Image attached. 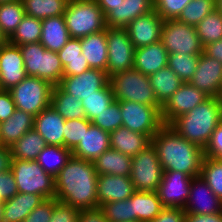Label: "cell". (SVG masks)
<instances>
[{"mask_svg": "<svg viewBox=\"0 0 222 222\" xmlns=\"http://www.w3.org/2000/svg\"><path fill=\"white\" fill-rule=\"evenodd\" d=\"M97 177L92 161L72 156L55 177V199L80 210L97 208Z\"/></svg>", "mask_w": 222, "mask_h": 222, "instance_id": "6da1fadb", "label": "cell"}, {"mask_svg": "<svg viewBox=\"0 0 222 222\" xmlns=\"http://www.w3.org/2000/svg\"><path fill=\"white\" fill-rule=\"evenodd\" d=\"M163 170L180 171L190 177L200 176L204 149L164 125L152 138Z\"/></svg>", "mask_w": 222, "mask_h": 222, "instance_id": "7a4b0ae2", "label": "cell"}, {"mask_svg": "<svg viewBox=\"0 0 222 222\" xmlns=\"http://www.w3.org/2000/svg\"><path fill=\"white\" fill-rule=\"evenodd\" d=\"M221 122L222 103L218 97H209L188 113L175 118L168 126L189 142L205 149Z\"/></svg>", "mask_w": 222, "mask_h": 222, "instance_id": "3957f363", "label": "cell"}, {"mask_svg": "<svg viewBox=\"0 0 222 222\" xmlns=\"http://www.w3.org/2000/svg\"><path fill=\"white\" fill-rule=\"evenodd\" d=\"M63 16L70 38L81 39L106 29L105 16L95 0H69Z\"/></svg>", "mask_w": 222, "mask_h": 222, "instance_id": "277c9868", "label": "cell"}, {"mask_svg": "<svg viewBox=\"0 0 222 222\" xmlns=\"http://www.w3.org/2000/svg\"><path fill=\"white\" fill-rule=\"evenodd\" d=\"M115 101H133L135 103L162 107L157 101L150 84L149 76L131 69L118 72L109 77Z\"/></svg>", "mask_w": 222, "mask_h": 222, "instance_id": "5b68a950", "label": "cell"}, {"mask_svg": "<svg viewBox=\"0 0 222 222\" xmlns=\"http://www.w3.org/2000/svg\"><path fill=\"white\" fill-rule=\"evenodd\" d=\"M10 169L18 193L41 195L44 199L55 198V178L46 173L36 160L12 159Z\"/></svg>", "mask_w": 222, "mask_h": 222, "instance_id": "8992f818", "label": "cell"}, {"mask_svg": "<svg viewBox=\"0 0 222 222\" xmlns=\"http://www.w3.org/2000/svg\"><path fill=\"white\" fill-rule=\"evenodd\" d=\"M53 85L47 80L26 76L19 84L9 90L18 110L38 115L50 106Z\"/></svg>", "mask_w": 222, "mask_h": 222, "instance_id": "52a82bcc", "label": "cell"}, {"mask_svg": "<svg viewBox=\"0 0 222 222\" xmlns=\"http://www.w3.org/2000/svg\"><path fill=\"white\" fill-rule=\"evenodd\" d=\"M160 41L168 54L201 55L203 53V45L195 26L187 25L178 19L164 20Z\"/></svg>", "mask_w": 222, "mask_h": 222, "instance_id": "ba28073f", "label": "cell"}, {"mask_svg": "<svg viewBox=\"0 0 222 222\" xmlns=\"http://www.w3.org/2000/svg\"><path fill=\"white\" fill-rule=\"evenodd\" d=\"M162 175L163 168L152 143L132 157L130 179L135 191L157 192Z\"/></svg>", "mask_w": 222, "mask_h": 222, "instance_id": "9c48e42d", "label": "cell"}, {"mask_svg": "<svg viewBox=\"0 0 222 222\" xmlns=\"http://www.w3.org/2000/svg\"><path fill=\"white\" fill-rule=\"evenodd\" d=\"M161 109L162 107L133 101H120L122 126L147 135L151 139L164 126Z\"/></svg>", "mask_w": 222, "mask_h": 222, "instance_id": "30bf717a", "label": "cell"}, {"mask_svg": "<svg viewBox=\"0 0 222 222\" xmlns=\"http://www.w3.org/2000/svg\"><path fill=\"white\" fill-rule=\"evenodd\" d=\"M108 62L107 76L131 70L134 66L135 47L126 28L106 27Z\"/></svg>", "mask_w": 222, "mask_h": 222, "instance_id": "8fae6325", "label": "cell"}, {"mask_svg": "<svg viewBox=\"0 0 222 222\" xmlns=\"http://www.w3.org/2000/svg\"><path fill=\"white\" fill-rule=\"evenodd\" d=\"M193 177L180 171L163 170L157 194L163 207L185 208Z\"/></svg>", "mask_w": 222, "mask_h": 222, "instance_id": "7c38bea8", "label": "cell"}, {"mask_svg": "<svg viewBox=\"0 0 222 222\" xmlns=\"http://www.w3.org/2000/svg\"><path fill=\"white\" fill-rule=\"evenodd\" d=\"M208 98L209 96L190 83H183L162 106L161 116L164 125H169L175 118L188 113Z\"/></svg>", "mask_w": 222, "mask_h": 222, "instance_id": "4fadbf2b", "label": "cell"}, {"mask_svg": "<svg viewBox=\"0 0 222 222\" xmlns=\"http://www.w3.org/2000/svg\"><path fill=\"white\" fill-rule=\"evenodd\" d=\"M27 76L22 52L8 40L0 45V89L10 90Z\"/></svg>", "mask_w": 222, "mask_h": 222, "instance_id": "5bb4252c", "label": "cell"}, {"mask_svg": "<svg viewBox=\"0 0 222 222\" xmlns=\"http://www.w3.org/2000/svg\"><path fill=\"white\" fill-rule=\"evenodd\" d=\"M108 82L109 77L105 71L91 68L80 75L63 76L58 86L82 101L85 97L97 94Z\"/></svg>", "mask_w": 222, "mask_h": 222, "instance_id": "9a60e30c", "label": "cell"}, {"mask_svg": "<svg viewBox=\"0 0 222 222\" xmlns=\"http://www.w3.org/2000/svg\"><path fill=\"white\" fill-rule=\"evenodd\" d=\"M185 213L211 215L222 213V201L214 194L201 176L193 177Z\"/></svg>", "mask_w": 222, "mask_h": 222, "instance_id": "2e32d148", "label": "cell"}, {"mask_svg": "<svg viewBox=\"0 0 222 222\" xmlns=\"http://www.w3.org/2000/svg\"><path fill=\"white\" fill-rule=\"evenodd\" d=\"M189 83L209 97H218L222 89V63L202 53Z\"/></svg>", "mask_w": 222, "mask_h": 222, "instance_id": "e0dca14e", "label": "cell"}, {"mask_svg": "<svg viewBox=\"0 0 222 222\" xmlns=\"http://www.w3.org/2000/svg\"><path fill=\"white\" fill-rule=\"evenodd\" d=\"M163 22L155 9L131 21L126 30L134 47L139 48L160 41Z\"/></svg>", "mask_w": 222, "mask_h": 222, "instance_id": "ac0fdd59", "label": "cell"}, {"mask_svg": "<svg viewBox=\"0 0 222 222\" xmlns=\"http://www.w3.org/2000/svg\"><path fill=\"white\" fill-rule=\"evenodd\" d=\"M135 192L130 177L103 174L97 177L98 207L107 202L127 200Z\"/></svg>", "mask_w": 222, "mask_h": 222, "instance_id": "d6986e66", "label": "cell"}, {"mask_svg": "<svg viewBox=\"0 0 222 222\" xmlns=\"http://www.w3.org/2000/svg\"><path fill=\"white\" fill-rule=\"evenodd\" d=\"M153 10L150 0H120L115 8L105 16L106 27L126 28L138 16Z\"/></svg>", "mask_w": 222, "mask_h": 222, "instance_id": "ffe728a7", "label": "cell"}, {"mask_svg": "<svg viewBox=\"0 0 222 222\" xmlns=\"http://www.w3.org/2000/svg\"><path fill=\"white\" fill-rule=\"evenodd\" d=\"M109 138V132L91 124L78 145L72 150V156L88 161H94L110 148Z\"/></svg>", "mask_w": 222, "mask_h": 222, "instance_id": "44dd1931", "label": "cell"}, {"mask_svg": "<svg viewBox=\"0 0 222 222\" xmlns=\"http://www.w3.org/2000/svg\"><path fill=\"white\" fill-rule=\"evenodd\" d=\"M65 119L51 106L34 117L33 128L44 138L47 145L64 146Z\"/></svg>", "mask_w": 222, "mask_h": 222, "instance_id": "7402d4cb", "label": "cell"}, {"mask_svg": "<svg viewBox=\"0 0 222 222\" xmlns=\"http://www.w3.org/2000/svg\"><path fill=\"white\" fill-rule=\"evenodd\" d=\"M168 55L161 41L135 48L133 69L149 76L168 66Z\"/></svg>", "mask_w": 222, "mask_h": 222, "instance_id": "603a6c76", "label": "cell"}, {"mask_svg": "<svg viewBox=\"0 0 222 222\" xmlns=\"http://www.w3.org/2000/svg\"><path fill=\"white\" fill-rule=\"evenodd\" d=\"M82 54L92 69L107 73L108 47L106 29L80 39Z\"/></svg>", "mask_w": 222, "mask_h": 222, "instance_id": "cb8c5ba5", "label": "cell"}, {"mask_svg": "<svg viewBox=\"0 0 222 222\" xmlns=\"http://www.w3.org/2000/svg\"><path fill=\"white\" fill-rule=\"evenodd\" d=\"M109 140L110 148L131 157L151 144V139L147 135L131 131L123 126L112 131Z\"/></svg>", "mask_w": 222, "mask_h": 222, "instance_id": "d4e9b609", "label": "cell"}, {"mask_svg": "<svg viewBox=\"0 0 222 222\" xmlns=\"http://www.w3.org/2000/svg\"><path fill=\"white\" fill-rule=\"evenodd\" d=\"M34 116L16 109L13 115L0 123L1 145L10 148L26 132L33 129Z\"/></svg>", "mask_w": 222, "mask_h": 222, "instance_id": "484cf974", "label": "cell"}, {"mask_svg": "<svg viewBox=\"0 0 222 222\" xmlns=\"http://www.w3.org/2000/svg\"><path fill=\"white\" fill-rule=\"evenodd\" d=\"M92 162L98 175H131L132 157L115 149L109 148Z\"/></svg>", "mask_w": 222, "mask_h": 222, "instance_id": "4316f807", "label": "cell"}, {"mask_svg": "<svg viewBox=\"0 0 222 222\" xmlns=\"http://www.w3.org/2000/svg\"><path fill=\"white\" fill-rule=\"evenodd\" d=\"M70 39L64 16L42 19L40 43L46 50L59 52Z\"/></svg>", "mask_w": 222, "mask_h": 222, "instance_id": "83f0119b", "label": "cell"}, {"mask_svg": "<svg viewBox=\"0 0 222 222\" xmlns=\"http://www.w3.org/2000/svg\"><path fill=\"white\" fill-rule=\"evenodd\" d=\"M44 200L41 195L17 193L3 202V222H23L28 214Z\"/></svg>", "mask_w": 222, "mask_h": 222, "instance_id": "f1b7e54d", "label": "cell"}, {"mask_svg": "<svg viewBox=\"0 0 222 222\" xmlns=\"http://www.w3.org/2000/svg\"><path fill=\"white\" fill-rule=\"evenodd\" d=\"M57 54L63 66V76L80 75L91 69L82 54L80 39L70 38Z\"/></svg>", "mask_w": 222, "mask_h": 222, "instance_id": "f546056e", "label": "cell"}, {"mask_svg": "<svg viewBox=\"0 0 222 222\" xmlns=\"http://www.w3.org/2000/svg\"><path fill=\"white\" fill-rule=\"evenodd\" d=\"M157 101L163 106L184 83L168 66L149 75Z\"/></svg>", "mask_w": 222, "mask_h": 222, "instance_id": "4dcf8cb0", "label": "cell"}, {"mask_svg": "<svg viewBox=\"0 0 222 222\" xmlns=\"http://www.w3.org/2000/svg\"><path fill=\"white\" fill-rule=\"evenodd\" d=\"M50 106L65 120L86 118L82 101L64 92L58 85L52 89Z\"/></svg>", "mask_w": 222, "mask_h": 222, "instance_id": "1f68e13d", "label": "cell"}, {"mask_svg": "<svg viewBox=\"0 0 222 222\" xmlns=\"http://www.w3.org/2000/svg\"><path fill=\"white\" fill-rule=\"evenodd\" d=\"M163 208L157 192L135 191L133 193L134 222L152 221Z\"/></svg>", "mask_w": 222, "mask_h": 222, "instance_id": "d6a6232c", "label": "cell"}, {"mask_svg": "<svg viewBox=\"0 0 222 222\" xmlns=\"http://www.w3.org/2000/svg\"><path fill=\"white\" fill-rule=\"evenodd\" d=\"M46 145L44 138L33 128L10 147L12 159L36 160Z\"/></svg>", "mask_w": 222, "mask_h": 222, "instance_id": "836d02e7", "label": "cell"}, {"mask_svg": "<svg viewBox=\"0 0 222 222\" xmlns=\"http://www.w3.org/2000/svg\"><path fill=\"white\" fill-rule=\"evenodd\" d=\"M71 157L72 151L64 146L46 145L36 161L46 173L55 178Z\"/></svg>", "mask_w": 222, "mask_h": 222, "instance_id": "e575fe53", "label": "cell"}, {"mask_svg": "<svg viewBox=\"0 0 222 222\" xmlns=\"http://www.w3.org/2000/svg\"><path fill=\"white\" fill-rule=\"evenodd\" d=\"M25 14L38 19L64 15L69 0H21Z\"/></svg>", "mask_w": 222, "mask_h": 222, "instance_id": "d590c367", "label": "cell"}, {"mask_svg": "<svg viewBox=\"0 0 222 222\" xmlns=\"http://www.w3.org/2000/svg\"><path fill=\"white\" fill-rule=\"evenodd\" d=\"M25 16L21 0L0 3V30L8 40Z\"/></svg>", "mask_w": 222, "mask_h": 222, "instance_id": "8d00e7d4", "label": "cell"}, {"mask_svg": "<svg viewBox=\"0 0 222 222\" xmlns=\"http://www.w3.org/2000/svg\"><path fill=\"white\" fill-rule=\"evenodd\" d=\"M42 35V19L25 14L16 31L8 39L12 44L21 46L27 43L40 42Z\"/></svg>", "mask_w": 222, "mask_h": 222, "instance_id": "74e56055", "label": "cell"}, {"mask_svg": "<svg viewBox=\"0 0 222 222\" xmlns=\"http://www.w3.org/2000/svg\"><path fill=\"white\" fill-rule=\"evenodd\" d=\"M195 29L203 47L222 39V14L215 9L207 14Z\"/></svg>", "mask_w": 222, "mask_h": 222, "instance_id": "f35d334b", "label": "cell"}, {"mask_svg": "<svg viewBox=\"0 0 222 222\" xmlns=\"http://www.w3.org/2000/svg\"><path fill=\"white\" fill-rule=\"evenodd\" d=\"M114 101L113 90L108 82L102 89L97 91V94L90 95L82 100L86 118L92 122Z\"/></svg>", "mask_w": 222, "mask_h": 222, "instance_id": "ab89813d", "label": "cell"}, {"mask_svg": "<svg viewBox=\"0 0 222 222\" xmlns=\"http://www.w3.org/2000/svg\"><path fill=\"white\" fill-rule=\"evenodd\" d=\"M200 55L169 54L168 67L184 82L189 83L196 71Z\"/></svg>", "mask_w": 222, "mask_h": 222, "instance_id": "60d3db41", "label": "cell"}, {"mask_svg": "<svg viewBox=\"0 0 222 222\" xmlns=\"http://www.w3.org/2000/svg\"><path fill=\"white\" fill-rule=\"evenodd\" d=\"M99 208L108 222H134L133 195L127 200L104 203Z\"/></svg>", "mask_w": 222, "mask_h": 222, "instance_id": "b9f144b4", "label": "cell"}, {"mask_svg": "<svg viewBox=\"0 0 222 222\" xmlns=\"http://www.w3.org/2000/svg\"><path fill=\"white\" fill-rule=\"evenodd\" d=\"M200 176L222 201V159L204 157Z\"/></svg>", "mask_w": 222, "mask_h": 222, "instance_id": "7bdbcfd3", "label": "cell"}, {"mask_svg": "<svg viewBox=\"0 0 222 222\" xmlns=\"http://www.w3.org/2000/svg\"><path fill=\"white\" fill-rule=\"evenodd\" d=\"M215 9V0H191L177 19L187 25L196 26Z\"/></svg>", "mask_w": 222, "mask_h": 222, "instance_id": "ee69618b", "label": "cell"}, {"mask_svg": "<svg viewBox=\"0 0 222 222\" xmlns=\"http://www.w3.org/2000/svg\"><path fill=\"white\" fill-rule=\"evenodd\" d=\"M62 77L63 66L57 52L45 50L44 54H41L40 78L55 86L60 83Z\"/></svg>", "mask_w": 222, "mask_h": 222, "instance_id": "f6af8a7d", "label": "cell"}, {"mask_svg": "<svg viewBox=\"0 0 222 222\" xmlns=\"http://www.w3.org/2000/svg\"><path fill=\"white\" fill-rule=\"evenodd\" d=\"M27 76L40 78L41 54L46 50L40 42L27 43L19 46Z\"/></svg>", "mask_w": 222, "mask_h": 222, "instance_id": "bcb514c9", "label": "cell"}, {"mask_svg": "<svg viewBox=\"0 0 222 222\" xmlns=\"http://www.w3.org/2000/svg\"><path fill=\"white\" fill-rule=\"evenodd\" d=\"M92 124L87 118L66 120L64 125V147L71 151L78 145L79 141Z\"/></svg>", "mask_w": 222, "mask_h": 222, "instance_id": "7dc6e473", "label": "cell"}, {"mask_svg": "<svg viewBox=\"0 0 222 222\" xmlns=\"http://www.w3.org/2000/svg\"><path fill=\"white\" fill-rule=\"evenodd\" d=\"M92 124L109 133L119 127H122L120 101H114L106 110L100 113V115L92 121Z\"/></svg>", "mask_w": 222, "mask_h": 222, "instance_id": "c3c4849f", "label": "cell"}, {"mask_svg": "<svg viewBox=\"0 0 222 222\" xmlns=\"http://www.w3.org/2000/svg\"><path fill=\"white\" fill-rule=\"evenodd\" d=\"M163 20L177 19L191 0H150Z\"/></svg>", "mask_w": 222, "mask_h": 222, "instance_id": "681fc988", "label": "cell"}, {"mask_svg": "<svg viewBox=\"0 0 222 222\" xmlns=\"http://www.w3.org/2000/svg\"><path fill=\"white\" fill-rule=\"evenodd\" d=\"M58 202L55 198L45 199L28 214L23 222H49L53 208Z\"/></svg>", "mask_w": 222, "mask_h": 222, "instance_id": "f907efd6", "label": "cell"}, {"mask_svg": "<svg viewBox=\"0 0 222 222\" xmlns=\"http://www.w3.org/2000/svg\"><path fill=\"white\" fill-rule=\"evenodd\" d=\"M80 209L58 202L49 222H78Z\"/></svg>", "mask_w": 222, "mask_h": 222, "instance_id": "816d5d0a", "label": "cell"}, {"mask_svg": "<svg viewBox=\"0 0 222 222\" xmlns=\"http://www.w3.org/2000/svg\"><path fill=\"white\" fill-rule=\"evenodd\" d=\"M18 193L15 177L12 170L9 169L0 173V198L6 201L14 197Z\"/></svg>", "mask_w": 222, "mask_h": 222, "instance_id": "f5cc1de1", "label": "cell"}, {"mask_svg": "<svg viewBox=\"0 0 222 222\" xmlns=\"http://www.w3.org/2000/svg\"><path fill=\"white\" fill-rule=\"evenodd\" d=\"M205 157L222 159V122L215 128L211 139L204 149Z\"/></svg>", "mask_w": 222, "mask_h": 222, "instance_id": "db71d44e", "label": "cell"}, {"mask_svg": "<svg viewBox=\"0 0 222 222\" xmlns=\"http://www.w3.org/2000/svg\"><path fill=\"white\" fill-rule=\"evenodd\" d=\"M16 110L9 90L0 89V123L8 120Z\"/></svg>", "mask_w": 222, "mask_h": 222, "instance_id": "11a10c76", "label": "cell"}, {"mask_svg": "<svg viewBox=\"0 0 222 222\" xmlns=\"http://www.w3.org/2000/svg\"><path fill=\"white\" fill-rule=\"evenodd\" d=\"M149 222H185V212L182 208L164 207L160 214Z\"/></svg>", "mask_w": 222, "mask_h": 222, "instance_id": "9f6ffc18", "label": "cell"}, {"mask_svg": "<svg viewBox=\"0 0 222 222\" xmlns=\"http://www.w3.org/2000/svg\"><path fill=\"white\" fill-rule=\"evenodd\" d=\"M78 222H108L102 210L97 207L93 209L81 210Z\"/></svg>", "mask_w": 222, "mask_h": 222, "instance_id": "6f0895ef", "label": "cell"}, {"mask_svg": "<svg viewBox=\"0 0 222 222\" xmlns=\"http://www.w3.org/2000/svg\"><path fill=\"white\" fill-rule=\"evenodd\" d=\"M185 222H222V213L211 215L185 213Z\"/></svg>", "mask_w": 222, "mask_h": 222, "instance_id": "680465c9", "label": "cell"}, {"mask_svg": "<svg viewBox=\"0 0 222 222\" xmlns=\"http://www.w3.org/2000/svg\"><path fill=\"white\" fill-rule=\"evenodd\" d=\"M203 53L222 63V39L204 46Z\"/></svg>", "mask_w": 222, "mask_h": 222, "instance_id": "91938a15", "label": "cell"}, {"mask_svg": "<svg viewBox=\"0 0 222 222\" xmlns=\"http://www.w3.org/2000/svg\"><path fill=\"white\" fill-rule=\"evenodd\" d=\"M11 149L0 145V173L5 172L11 168Z\"/></svg>", "mask_w": 222, "mask_h": 222, "instance_id": "94428289", "label": "cell"}, {"mask_svg": "<svg viewBox=\"0 0 222 222\" xmlns=\"http://www.w3.org/2000/svg\"><path fill=\"white\" fill-rule=\"evenodd\" d=\"M97 5L102 9L104 16L112 11L120 0H95Z\"/></svg>", "mask_w": 222, "mask_h": 222, "instance_id": "6125c7cd", "label": "cell"}, {"mask_svg": "<svg viewBox=\"0 0 222 222\" xmlns=\"http://www.w3.org/2000/svg\"><path fill=\"white\" fill-rule=\"evenodd\" d=\"M216 10L222 14V0H215Z\"/></svg>", "mask_w": 222, "mask_h": 222, "instance_id": "be15d7a7", "label": "cell"}, {"mask_svg": "<svg viewBox=\"0 0 222 222\" xmlns=\"http://www.w3.org/2000/svg\"><path fill=\"white\" fill-rule=\"evenodd\" d=\"M6 41L7 39L5 38V36L2 34L0 30V45L4 44Z\"/></svg>", "mask_w": 222, "mask_h": 222, "instance_id": "e7e4bbea", "label": "cell"}, {"mask_svg": "<svg viewBox=\"0 0 222 222\" xmlns=\"http://www.w3.org/2000/svg\"><path fill=\"white\" fill-rule=\"evenodd\" d=\"M3 213H4L3 204H0V222H3Z\"/></svg>", "mask_w": 222, "mask_h": 222, "instance_id": "03108f58", "label": "cell"}, {"mask_svg": "<svg viewBox=\"0 0 222 222\" xmlns=\"http://www.w3.org/2000/svg\"><path fill=\"white\" fill-rule=\"evenodd\" d=\"M218 98L220 99V101H221V103H222V89H221V91H220V94H219Z\"/></svg>", "mask_w": 222, "mask_h": 222, "instance_id": "003e7915", "label": "cell"}, {"mask_svg": "<svg viewBox=\"0 0 222 222\" xmlns=\"http://www.w3.org/2000/svg\"><path fill=\"white\" fill-rule=\"evenodd\" d=\"M7 1H13V0H0V3H4V2H7Z\"/></svg>", "mask_w": 222, "mask_h": 222, "instance_id": "a7ac6f4b", "label": "cell"}]
</instances>
